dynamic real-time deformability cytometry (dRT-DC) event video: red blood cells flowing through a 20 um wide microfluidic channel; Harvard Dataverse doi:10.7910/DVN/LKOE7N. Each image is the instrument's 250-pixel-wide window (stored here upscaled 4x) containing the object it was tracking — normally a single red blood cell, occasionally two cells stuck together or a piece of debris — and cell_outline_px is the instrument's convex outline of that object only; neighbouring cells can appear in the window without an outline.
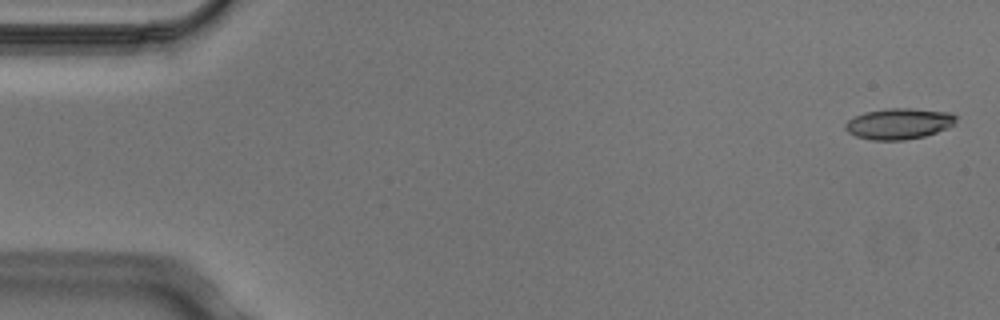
{"species": "Egyptian fruit bat (a non-hibernating species)", "species_latin": "Rousettus aegyptiacus", "temperature_condition": "cold", "stored_images_in_passage": 5, "camera_frame_rate_fps": 3000, "um_per_image_px": 0.085, "animal": {"sex": "male"}, "frame": {"image": 1, "passage_image": 1, "time_ms": 0.0, "image_size_px": [1000, 320], "cell_outline_px": [[956, 124], [948, 128], [924, 136], [904, 140], [872, 140], [856, 136], [848, 132], [844, 128], [844, 124], [848, 120], [864, 112], [884, 108], [912, 108], [952, 112], [956, 116]], "centroid_in_image_um": [76.42, 10.5], "position_along_channel_um": 8.6, "area_um2": 20.17}}
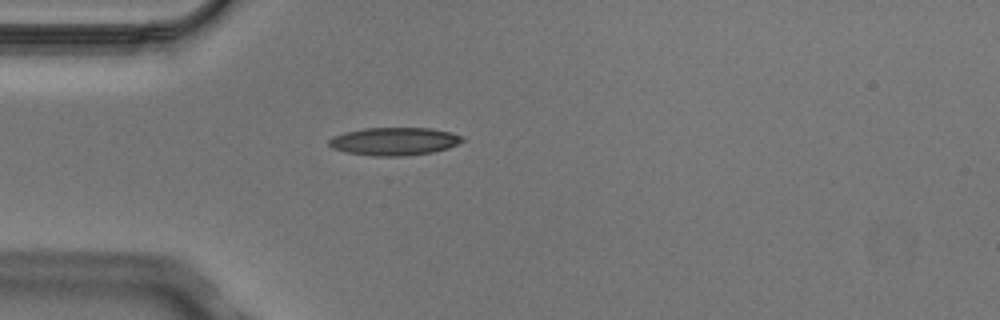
{"frame": {"image": 2, "passage_image": 5, "time_ms": 1.333, "image_size_px": [1000, 320], "cell_outline_px": [[464, 140], [448, 148], [432, 152], [400, 156], [372, 156], [344, 152], [332, 148], [328, 144], [328, 140], [332, 136], [344, 132], [364, 128], [428, 128], [448, 132], [464, 136]], "centroid_in_image_um": [33.45, 12.01], "position_along_channel_um": 51.5, "area_um2": 21.68}}